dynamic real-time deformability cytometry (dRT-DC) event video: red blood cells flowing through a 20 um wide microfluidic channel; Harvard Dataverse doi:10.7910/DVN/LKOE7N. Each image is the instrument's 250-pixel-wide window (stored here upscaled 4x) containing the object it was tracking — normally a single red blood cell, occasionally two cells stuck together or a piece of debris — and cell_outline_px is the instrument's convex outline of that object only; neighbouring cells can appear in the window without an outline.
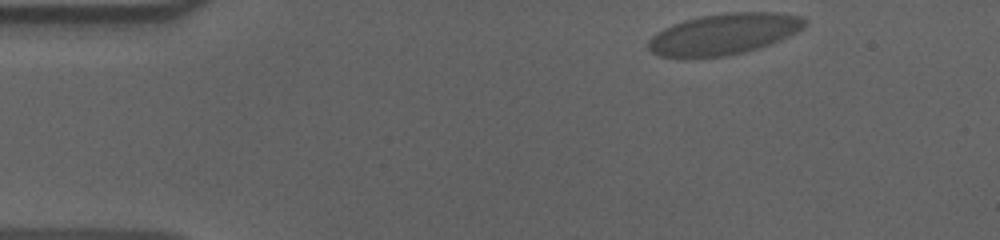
{"species": "human", "species_latin": "Homo sapiens", "temperature_condition": "cold", "stored_images_in_passage": 51, "camera_frame_rate_fps": 3000, "um_per_image_px": 0.085, "donor": {"sex": "male"}, "frame": {"image": 1, "passage_image": 1, "time_ms": 0.0, "image_size_px": [1000, 240], "cell_outline_px": [[808, 24], [804, 28], [772, 44], [744, 52], [728, 56], [692, 60], [676, 60], [660, 56], [652, 52], [648, 48], [648, 40], [656, 32], [672, 24], [684, 20], [700, 16], [728, 12], [776, 12], [800, 16], [808, 20]], "centroid_in_image_um": [61.48, 2.93], "position_along_channel_um": 23.5, "area_um2": 38.55}}
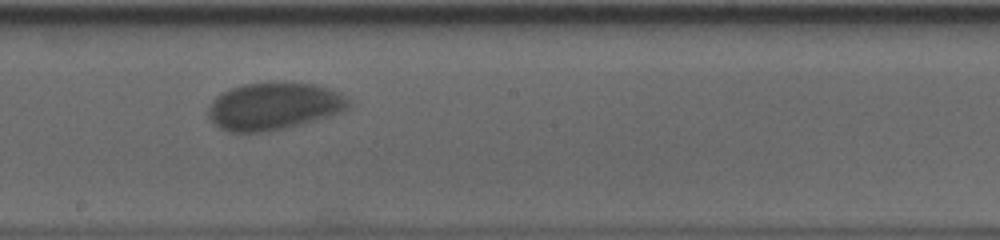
{"frame": {"image": 2, "passage_image": 25, "time_ms": 8.0, "image_size_px": [1000, 240], "cell_outline_px": [[348, 108], [340, 112], [328, 116], [300, 124], [268, 132], [228, 132], [212, 124], [208, 116], [208, 108], [212, 100], [216, 96], [232, 88], [244, 84], [276, 80], [316, 84], [340, 92], [348, 100]], "centroid_in_image_um": [23.24, 9.0], "position_along_channel_um": 225.0, "area_um2": 39.13}}
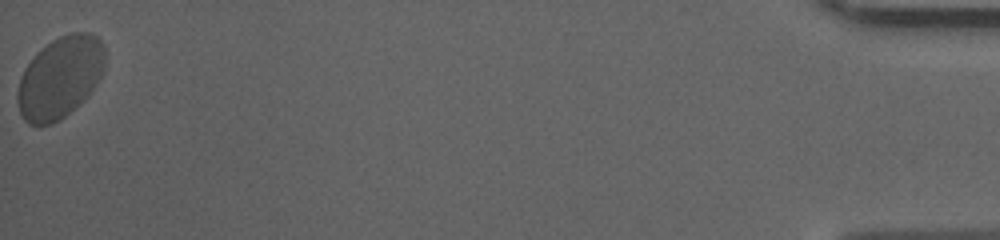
{"frame": {"image": 3, "passage_image": 51, "time_ms": 16.667, "image_size_px": [1000, 240], "cell_outline_px": [[104, 72], [88, 96], [60, 120], [52, 124], [28, 124], [24, 120], [20, 112], [16, 100], [16, 96], [20, 76], [24, 68], [36, 52], [52, 40], [60, 36], [72, 32], [92, 32], [104, 44]], "centroid_in_image_um": [5.1, 6.57], "position_along_channel_um": 430.1, "area_um2": 41.91}, "authors_computed_cell_mechanics": {"area_um2": 38.3214, "velocity_mm_per_s": 3.4978, "shape_relaxation_time_tau1_ms": 3.1725, "shape_relaxation_time_tau2_ms": null, "deformation_change_tau1": 0.0845, "deformation_change_tau2": null}}